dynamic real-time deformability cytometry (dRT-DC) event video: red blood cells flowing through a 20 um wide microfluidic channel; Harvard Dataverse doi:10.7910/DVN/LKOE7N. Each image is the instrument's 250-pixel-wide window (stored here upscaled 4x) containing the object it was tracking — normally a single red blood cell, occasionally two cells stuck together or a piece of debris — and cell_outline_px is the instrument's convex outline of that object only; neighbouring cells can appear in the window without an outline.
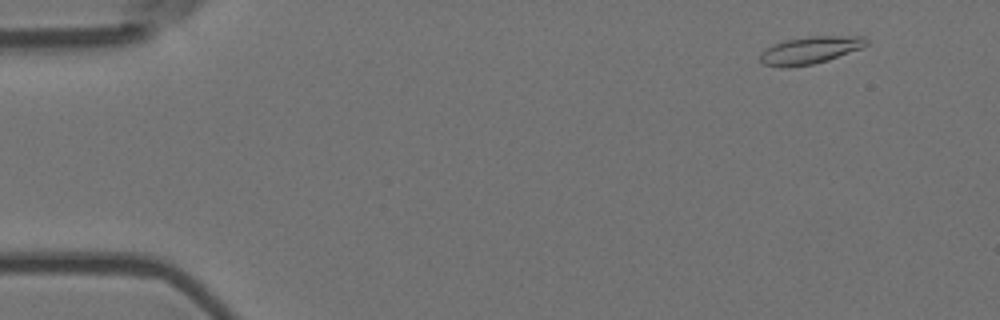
{"species": "Egyptian fruit bat (a non-hibernating species)", "species_latin": "Rousettus aegyptiacus", "temperature_condition": "room temperature", "stored_images_in_passage": 6, "camera_frame_rate_fps": 3000, "um_per_image_px": 0.085, "animal": {"sex": "female"}, "frame": {"image": 1, "passage_image": 2, "time_ms": 0.333, "image_size_px": [1000, 320], "cell_outline_px": [[868, 44], [860, 48], [828, 60], [812, 64], [788, 68], [780, 68], [764, 64], [760, 60], [760, 56], [768, 48], [776, 44], [788, 40], [808, 36], [864, 36], [868, 40]], "centroid_in_image_um": [68.89, 4.28], "position_along_channel_um": 16.1, "area_um2": 16.65}}
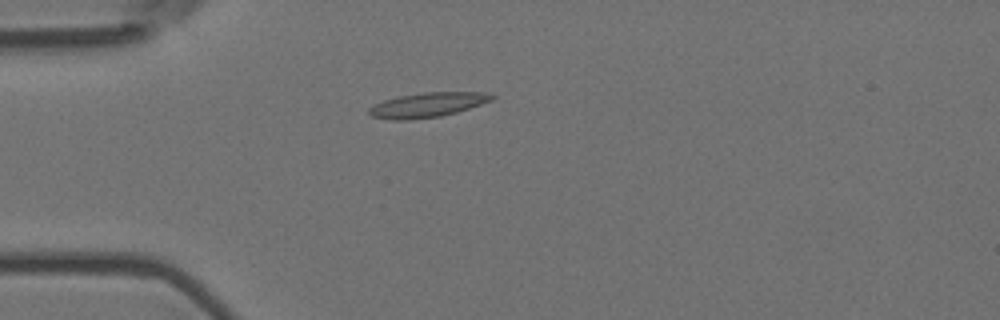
{"frame": {"image": 2, "passage_image": 5, "time_ms": 1.333, "image_size_px": [1000, 320], "cell_outline_px": [[496, 96], [492, 100], [456, 112], [440, 116], [408, 120], [392, 120], [372, 116], [368, 112], [368, 108], [384, 100], [396, 96], [424, 92], [484, 92]], "centroid_in_image_um": [36.31, 8.91], "position_along_channel_um": 48.7, "area_um2": 17.51}}